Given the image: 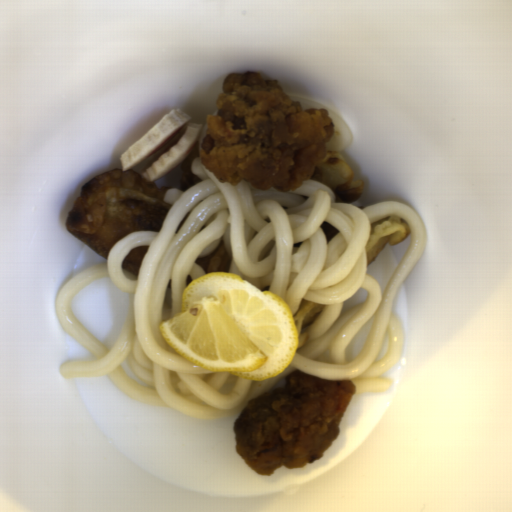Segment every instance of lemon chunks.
<instances>
[{
	"instance_id": "obj_1",
	"label": "lemon chunks",
	"mask_w": 512,
	"mask_h": 512,
	"mask_svg": "<svg viewBox=\"0 0 512 512\" xmlns=\"http://www.w3.org/2000/svg\"><path fill=\"white\" fill-rule=\"evenodd\" d=\"M157 326L185 361L207 372L261 382L286 371L299 342L284 298L222 271L187 283L178 312Z\"/></svg>"
}]
</instances>
